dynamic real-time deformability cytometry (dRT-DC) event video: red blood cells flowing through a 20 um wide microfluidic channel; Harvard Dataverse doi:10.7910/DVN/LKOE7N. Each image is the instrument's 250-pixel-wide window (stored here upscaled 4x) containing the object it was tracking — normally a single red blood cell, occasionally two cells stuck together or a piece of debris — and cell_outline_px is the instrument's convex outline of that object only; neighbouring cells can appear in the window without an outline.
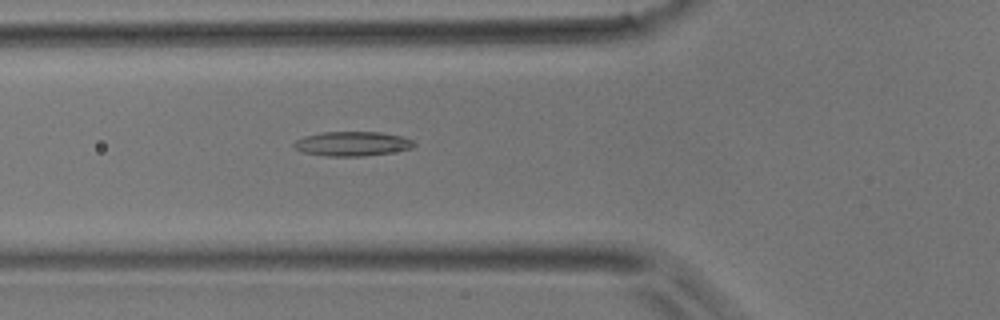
{"species": "common noctule bat (a hibernating species)", "species_latin": "Nyctalus noctula", "temperature_condition": "room temperature", "stored_images_in_passage": 37, "camera_frame_rate_fps": 3000, "um_per_image_px": 0.085, "animal": {"sex": "male", "body_mass_g": 17.9}, "frame": {"image": 1, "passage_image": 5, "time_ms": 1.333, "image_size_px": [1000, 320], "cell_outline_px": [[416, 144], [412, 148], [364, 156], [324, 156], [300, 152], [292, 144], [296, 140], [304, 136], [324, 132], [380, 132], [400, 136], [412, 140]], "centroid_in_image_um": [29.89, 12.22], "position_along_channel_um": 95.9, "area_um2": 16.99}}
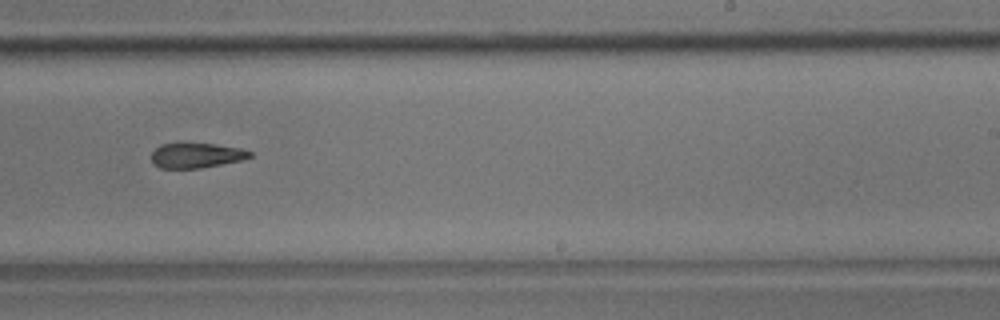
{"frame": {"image": 2, "passage_image": 18, "time_ms": 5.667, "image_size_px": [1000, 320], "cell_outline_px": [[252, 156], [244, 160], [200, 168], [160, 168], [152, 164], [152, 152], [160, 144], [180, 140], [216, 144], [240, 148], [252, 152]], "centroid_in_image_um": [16.65, 13.16], "position_along_channel_um": 272.3, "area_um2": 15.09}}
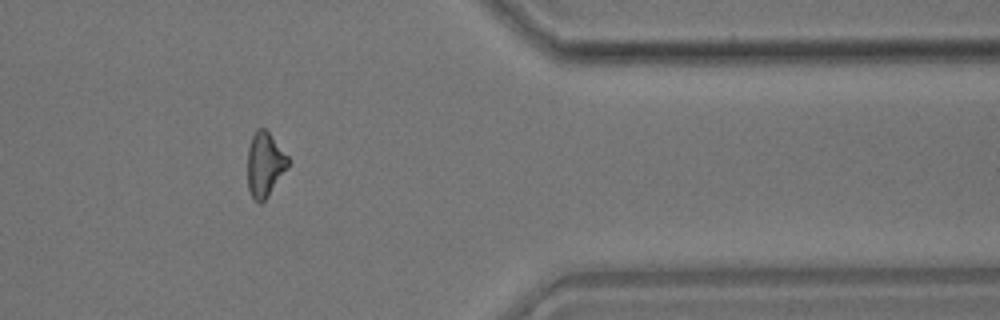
{"frame": {"image": 3, "passage_image": 28, "time_ms": 9.0, "image_size_px": [1000, 320], "cell_outline_px": [[288, 168], [268, 196], [260, 204], [252, 196], [248, 188], [248, 148], [252, 136], [256, 128], [264, 128], [268, 132], [288, 156]], "centroid_in_image_um": [22.51, 13.97], "position_along_channel_um": 388.9, "area_um2": 15.09}}